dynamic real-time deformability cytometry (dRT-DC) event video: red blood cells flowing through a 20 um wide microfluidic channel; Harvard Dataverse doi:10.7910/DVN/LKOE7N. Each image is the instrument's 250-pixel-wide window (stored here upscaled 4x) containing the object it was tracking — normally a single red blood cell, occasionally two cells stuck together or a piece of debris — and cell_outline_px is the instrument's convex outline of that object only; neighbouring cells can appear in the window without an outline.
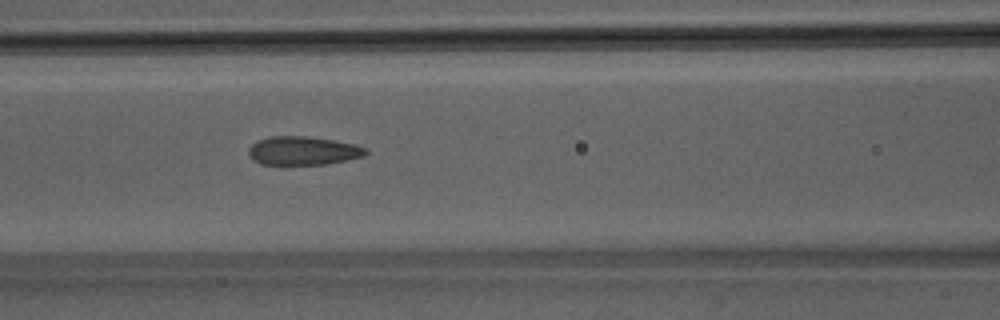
{"species": "Egyptian fruit bat (a non-hibernating species)", "species_latin": "Rousettus aegyptiacus", "temperature_condition": "room temperature", "stored_images_in_passage": 50, "camera_frame_rate_fps": 3000, "um_per_image_px": 0.085, "animal": {"sex": "male"}, "frame": {"image": 1, "passage_image": 22, "time_ms": 7.0, "image_size_px": [1000, 320], "cell_outline_px": [[368, 152], [364, 156], [348, 160], [324, 164], [260, 164], [252, 160], [248, 156], [248, 148], [256, 140], [268, 136], [308, 136], [356, 144], [368, 148]], "centroid_in_image_um": [25.74, 12.8], "position_along_channel_um": 140.9, "area_um2": 19.77}}
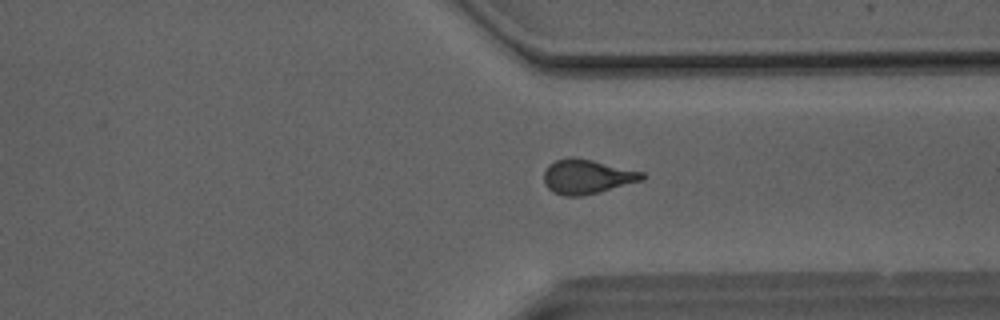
{"frame": {"image": 2, "passage_image": 38, "time_ms": 12.333, "image_size_px": [1000, 320], "cell_outline_px": [[648, 176], [644, 180], [580, 196], [564, 196], [552, 192], [544, 184], [544, 172], [548, 164], [556, 160], [568, 156], [576, 156], [644, 172]], "centroid_in_image_um": [49.88, 14.99], "position_along_channel_um": 361.5, "area_um2": 19.88}}
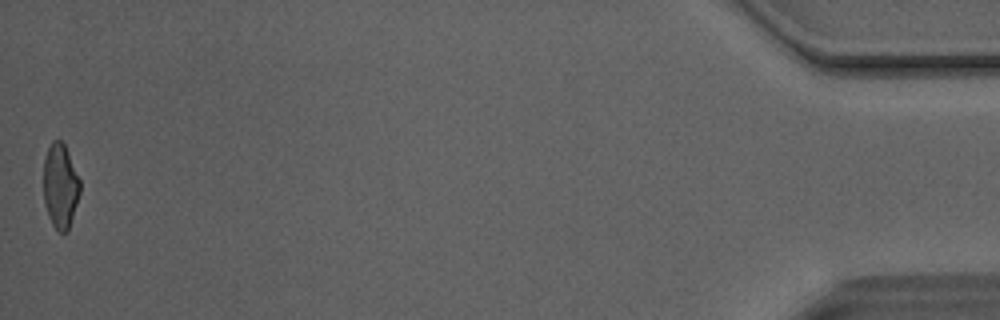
{"frame": {"image": 3, "passage_image": 50, "time_ms": 16.333, "image_size_px": [1000, 320], "cell_outline_px": [[80, 192], [68, 232], [60, 232], [52, 224], [48, 216], [44, 204], [44, 160], [48, 148], [52, 140], [60, 140], [64, 144], [68, 152], [80, 180]], "centroid_in_image_um": [5.13, 15.82], "position_along_channel_um": 430.1, "area_um2": 17.92}, "authors_computed_cell_mechanics": {"area_um2": 19.8543, "velocity_mm_per_s": 4.1355, "shape_relaxation_time_tau1_ms": 7.1566, "shape_relaxation_time_tau2_ms": 1.306, "deformation_change_tau1": 0.179, "deformation_change_tau2": 0.08}}